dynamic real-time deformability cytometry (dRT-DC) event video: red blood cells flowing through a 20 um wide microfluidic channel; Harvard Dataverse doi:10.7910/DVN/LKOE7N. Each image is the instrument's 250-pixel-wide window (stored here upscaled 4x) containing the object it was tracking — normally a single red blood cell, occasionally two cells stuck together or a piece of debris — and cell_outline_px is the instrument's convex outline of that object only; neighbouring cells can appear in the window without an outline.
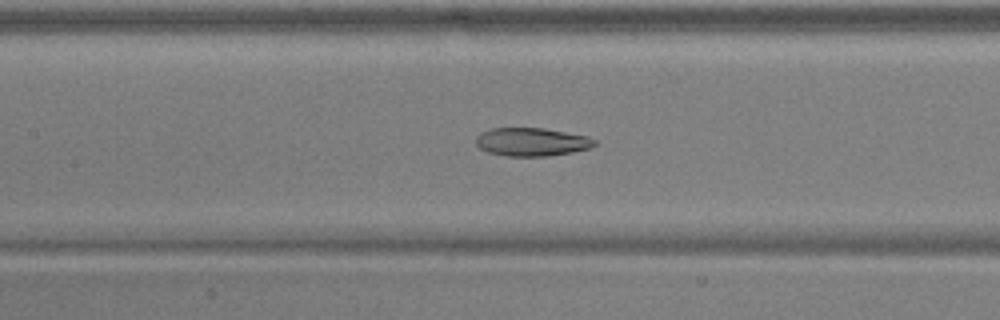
{"species": "common noctule bat (a hibernating species)", "species_latin": "Nyctalus noctula", "temperature_condition": "warm", "stored_images_in_passage": 53, "camera_frame_rate_fps": 3000, "um_per_image_px": 0.085, "animal": {"sex": "male", "body_mass_g": 17.9, "forearm_length_mm": 54.2}, "frame": {"image": 1, "passage_image": 25, "time_ms": 8.0, "image_size_px": [1000, 320], "cell_outline_px": [[596, 144], [592, 148], [572, 152], [548, 156], [508, 156], [488, 152], [480, 148], [476, 144], [476, 136], [492, 128], [544, 128], [588, 136], [596, 140]], "centroid_in_image_um": [45.23, 12.06], "position_along_channel_um": 162.2, "area_um2": 19.54}}
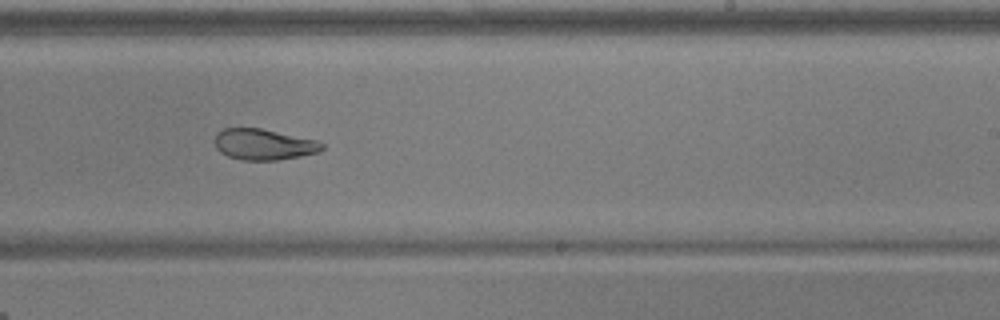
{"frame": {"image": 2, "passage_image": 33, "time_ms": 10.667, "image_size_px": [1000, 320], "cell_outline_px": [[324, 148], [316, 152], [300, 156], [276, 160], [240, 160], [228, 156], [220, 152], [216, 148], [216, 132], [224, 128], [260, 128], [316, 140], [324, 144]], "centroid_in_image_um": [22.39, 12.27], "position_along_channel_um": 266.6, "area_um2": 19.19}}
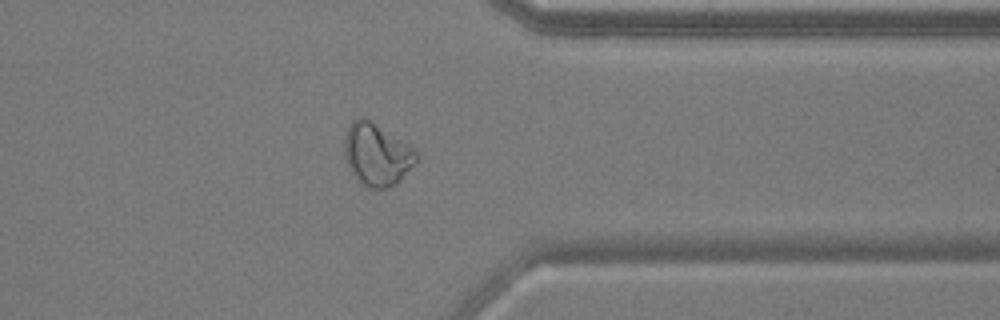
{"frame": {"image": 3, "passage_image": 42, "time_ms": 13.667, "image_size_px": [1000, 320], "cell_outline_px": [[420, 156], [400, 180], [396, 184], [388, 188], [368, 188], [352, 172], [344, 156], [344, 136], [348, 124], [352, 120], [360, 116], [364, 116], [416, 148]], "centroid_in_image_um": [32.04, 13.08], "position_along_channel_um": 379.4, "area_um2": 26.3}, "authors_computed_cell_mechanics": {"area_um2": 24.276, "velocity_mm_per_s": 3.9274, "shape_relaxation_time_tau1_ms": 6.3052, "shape_relaxation_time_tau2_ms": 2.3754, "deformation_change_tau1": 0.2097, "deformation_change_tau2": 0.0993}}